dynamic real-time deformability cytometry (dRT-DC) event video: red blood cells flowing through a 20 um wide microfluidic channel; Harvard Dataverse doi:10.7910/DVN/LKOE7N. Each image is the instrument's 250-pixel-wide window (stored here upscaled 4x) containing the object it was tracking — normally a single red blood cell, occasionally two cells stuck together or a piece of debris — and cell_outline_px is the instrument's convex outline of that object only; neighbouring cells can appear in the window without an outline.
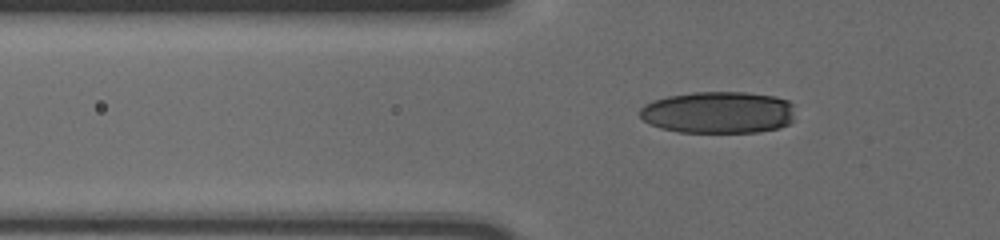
{"species": "human", "species_latin": "Homo sapiens", "temperature_condition": "cold", "stored_images_in_passage": 45, "camera_frame_rate_fps": 3000, "um_per_image_px": 0.085, "donor": {"sex": "male"}, "frame": {"image": 1, "passage_image": 8, "time_ms": 2.333, "image_size_px": [1000, 240], "cell_outline_px": [[792, 120], [788, 124], [780, 128], [756, 132], [680, 132], [660, 128], [644, 120], [640, 116], [640, 108], [644, 104], [668, 96], [692, 92], [744, 92], [776, 96], [788, 100], [792, 104]], "centroid_in_image_um": [61.06, 9.55], "position_along_channel_um": 64.7, "area_um2": 37.92}}
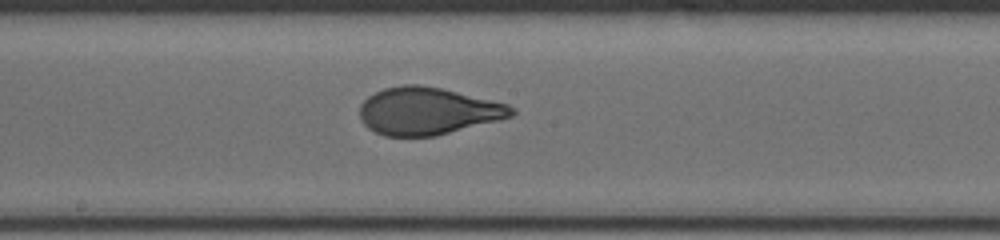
{"frame": {"image": 2, "passage_image": 21, "time_ms": 6.667, "image_size_px": [1000, 240], "cell_outline_px": [[516, 112], [512, 116], [500, 120], [436, 136], [384, 136], [368, 128], [364, 124], [360, 116], [360, 104], [368, 96], [384, 88], [404, 84], [420, 84], [440, 88], [508, 104]], "centroid_in_image_um": [36.34, 9.44], "position_along_channel_um": 211.9, "area_um2": 41.79}}
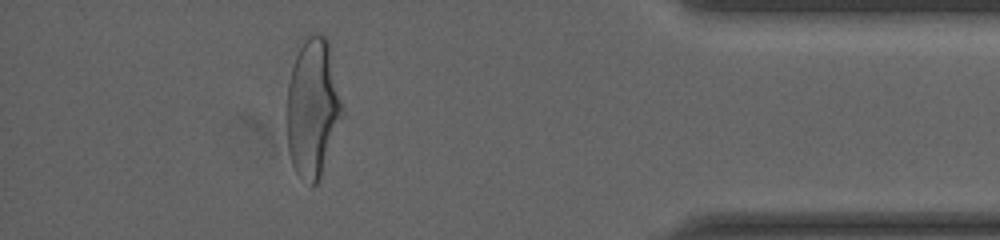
{"frame": {"image": 3, "passage_image": 40, "time_ms": 13.0, "image_size_px": [1000, 240], "cell_outline_px": [[344, 112], [320, 176], [316, 184], [312, 188], [296, 172], [292, 164], [288, 152], [288, 84], [292, 68], [296, 56], [304, 40], [308, 36], [316, 32], [324, 36], [328, 40], [344, 108]], "centroid_in_image_um": [26.6, 9.17], "position_along_channel_um": 408.6, "area_um2": 44.33}}